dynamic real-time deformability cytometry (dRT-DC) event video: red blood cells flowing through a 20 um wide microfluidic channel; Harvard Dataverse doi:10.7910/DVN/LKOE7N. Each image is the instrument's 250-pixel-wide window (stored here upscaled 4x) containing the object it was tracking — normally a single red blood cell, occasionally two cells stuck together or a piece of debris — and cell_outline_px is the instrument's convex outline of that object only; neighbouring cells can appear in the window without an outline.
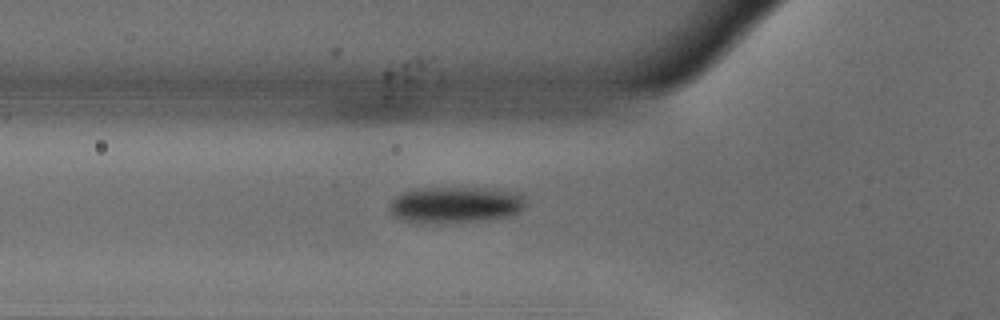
{"species": "common noctule bat (a hibernating species)", "species_latin": "Nyctalus noctula", "temperature_condition": "warm", "stored_images_in_passage": 34, "camera_frame_rate_fps": 3000, "um_per_image_px": 0.085, "animal": {"sex": "male", "body_mass_g": 18.8}, "frame": {"image": 1, "passage_image": 2, "time_ms": 0.333, "image_size_px": [1000, 320], "cell_outline_px": [[524, 208], [520, 212], [512, 216], [488, 220], [420, 224], [412, 224], [400, 220], [392, 216], [388, 208], [388, 204], [400, 192], [416, 188], [496, 188], [520, 192], [524, 196]], "centroid_in_image_um": [38.68, 17.42], "position_along_channel_um": 87.1, "area_um2": 29.88}}
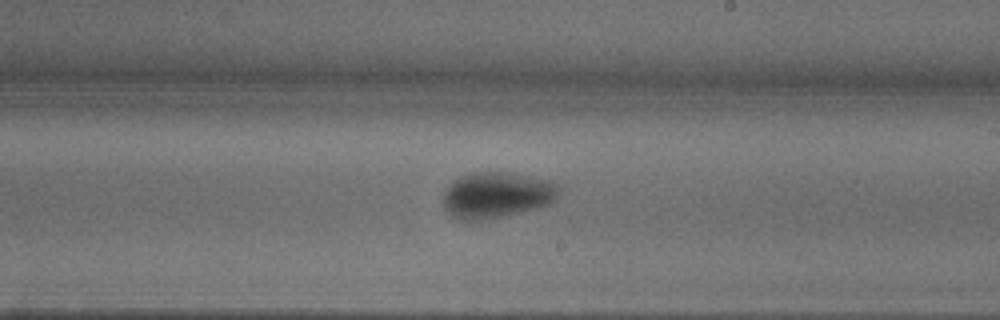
{"frame": {"image": 2, "passage_image": 15, "time_ms": 4.667, "image_size_px": [1000, 320], "cell_outline_px": [[560, 188], [556, 196], [548, 204], [504, 216], [484, 220], [456, 220], [444, 208], [444, 192], [448, 184], [460, 176], [472, 172], [508, 172], [552, 180]], "centroid_in_image_um": [42.17, 16.56], "position_along_channel_um": 246.8, "area_um2": 30.98}}
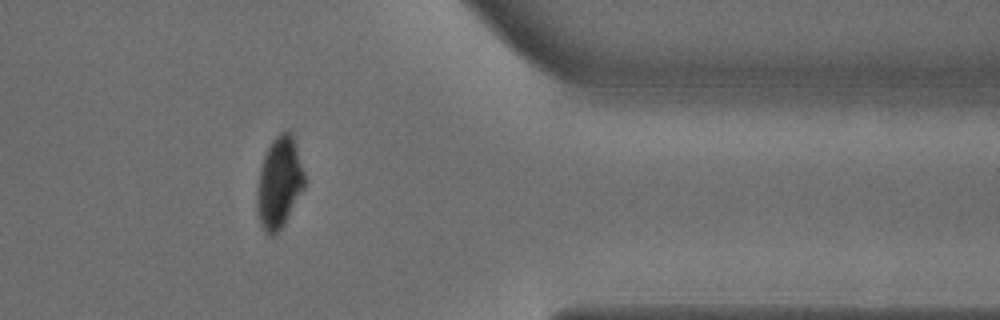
{"frame": {"image": 3, "passage_image": 28, "time_ms": 9.0, "image_size_px": [1000, 320], "cell_outline_px": [[304, 188], [280, 228], [272, 236], [268, 236], [264, 232], [260, 224], [256, 208], [256, 192], [260, 168], [264, 156], [272, 140], [280, 132], [288, 128], [292, 132], [304, 172]], "centroid_in_image_um": [23.71, 15.49], "position_along_channel_um": 387.7, "area_um2": 25.14}}